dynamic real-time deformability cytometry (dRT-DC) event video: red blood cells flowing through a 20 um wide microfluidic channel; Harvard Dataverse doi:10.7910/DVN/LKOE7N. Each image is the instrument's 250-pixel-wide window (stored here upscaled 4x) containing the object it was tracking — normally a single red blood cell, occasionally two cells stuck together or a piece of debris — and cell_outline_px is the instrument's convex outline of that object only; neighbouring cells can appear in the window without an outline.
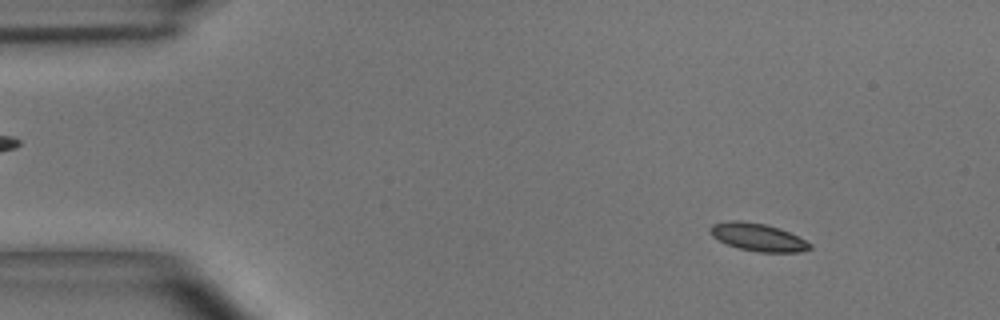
{"species": "common noctule bat (a hibernating species)", "species_latin": "Nyctalus noctula", "temperature_condition": "room temperature", "stored_images_in_passage": 49, "camera_frame_rate_fps": 3000, "um_per_image_px": 0.085, "animal": {"sex": "male", "body_mass_g": 15.6}, "frame": {"image": 1, "passage_image": 6, "time_ms": 1.667, "image_size_px": [1000, 320], "cell_outline_px": [[812, 248], [800, 252], [760, 252], [740, 248], [728, 244], [712, 236], [708, 232], [708, 228], [712, 224], [728, 220], [740, 220], [764, 224], [780, 228], [812, 244]], "centroid_in_image_um": [64.39, 20.15], "position_along_channel_um": 20.6, "area_um2": 16.01}}
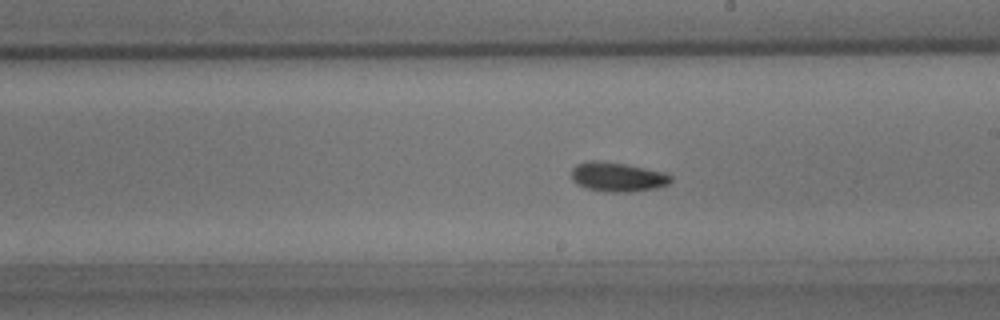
{"frame": {"image": 2, "passage_image": 28, "time_ms": 9.0, "image_size_px": [1000, 320], "cell_outline_px": [[672, 180], [668, 184], [656, 188], [628, 192], [604, 192], [588, 188], [576, 184], [572, 180], [572, 168], [576, 164], [588, 160], [596, 160], [628, 164], [664, 172], [672, 176]], "centroid_in_image_um": [52.48, 15.03], "position_along_channel_um": 236.5, "area_um2": 17.17}}
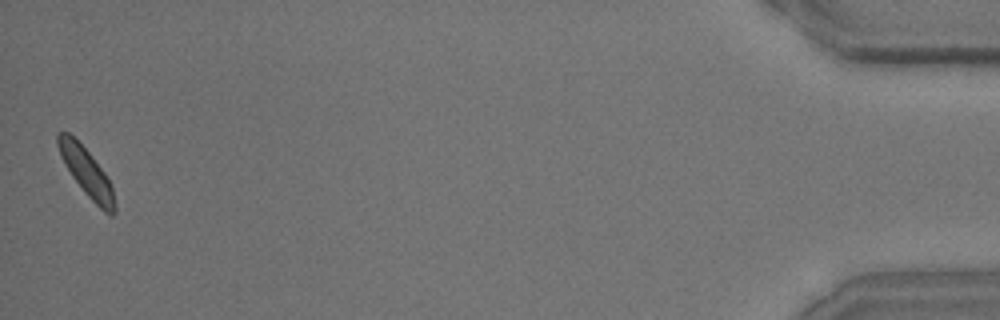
{"frame": {"image": 3, "passage_image": 49, "time_ms": 16.0, "image_size_px": [1000, 320], "cell_outline_px": [[116, 212], [112, 216], [108, 216], [84, 192], [72, 176], [64, 164], [60, 156], [56, 144], [56, 132], [68, 132], [92, 156], [104, 172], [112, 188], [116, 208]], "centroid_in_image_um": [7.33, 14.65], "position_along_channel_um": 427.9, "area_um2": 15.78}, "authors_computed_cell_mechanics": {"area_um2": 15.895, "velocity_mm_per_s": 4.0378, "shape_relaxation_time_tau1_ms": 2.3647, "shape_relaxation_time_tau2_ms": 3.7088, "deformation_change_tau1": 0.0758, "deformation_change_tau2": 0.0618}}